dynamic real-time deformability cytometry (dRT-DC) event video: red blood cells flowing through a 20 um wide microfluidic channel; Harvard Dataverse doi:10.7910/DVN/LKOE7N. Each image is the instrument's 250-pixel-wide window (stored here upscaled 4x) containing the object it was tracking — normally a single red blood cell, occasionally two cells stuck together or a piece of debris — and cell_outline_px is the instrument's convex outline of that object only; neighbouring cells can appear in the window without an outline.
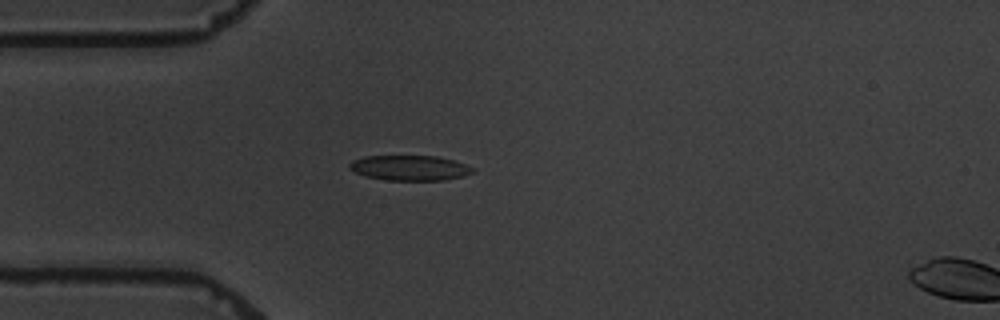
{"species": "common noctule bat (a hibernating species)", "species_latin": "Nyctalus noctula", "temperature_condition": "warm", "stored_images_in_passage": 5, "camera_frame_rate_fps": 3000, "um_per_image_px": 0.085, "animal": {"sex": "male", "body_mass_g": 19.5, "forearm_length_mm": 54.6}, "frame": {"image": 1, "passage_image": 5, "time_ms": 5.333, "image_size_px": [1000, 320], "cell_outline_px": [[476, 172], [464, 176], [444, 180], [384, 180], [364, 176], [348, 168], [348, 164], [352, 160], [364, 156], [436, 156], [452, 160], [476, 168]], "centroid_in_image_um": [34.83, 14.27], "position_along_channel_um": 50.2, "area_um2": 18.21}}